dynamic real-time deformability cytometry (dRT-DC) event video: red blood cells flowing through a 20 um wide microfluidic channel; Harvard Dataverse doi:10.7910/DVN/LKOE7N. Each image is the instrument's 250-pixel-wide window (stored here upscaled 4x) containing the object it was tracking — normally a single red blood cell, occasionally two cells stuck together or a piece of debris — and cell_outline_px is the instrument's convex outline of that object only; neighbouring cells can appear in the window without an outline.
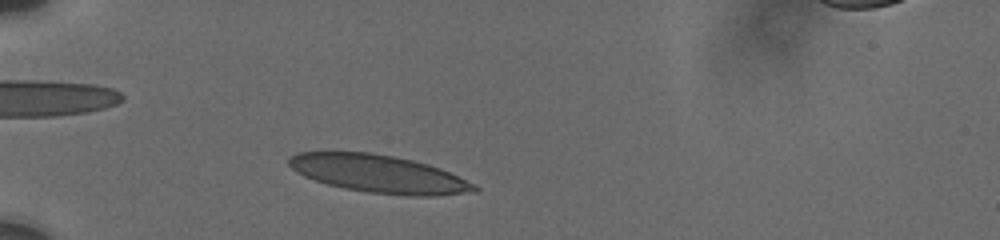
{"species": "human", "species_latin": "Homo sapiens", "temperature_condition": "cold", "stored_images_in_passage": 15, "camera_frame_rate_fps": 3000, "um_per_image_px": 0.085, "donor": {"sex": "male"}, "frame": {"image": 1, "passage_image": 10, "time_ms": 1.667, "image_size_px": [1000, 240], "cell_outline_px": [[480, 188], [476, 192], [436, 196], [408, 196], [368, 192], [344, 188], [328, 184], [304, 176], [296, 172], [288, 164], [288, 160], [296, 152], [372, 152], [412, 160], [428, 164], [440, 168], [476, 184]], "centroid_in_image_um": [32.24, 14.78], "position_along_channel_um": 52.8, "area_um2": 40.86}}